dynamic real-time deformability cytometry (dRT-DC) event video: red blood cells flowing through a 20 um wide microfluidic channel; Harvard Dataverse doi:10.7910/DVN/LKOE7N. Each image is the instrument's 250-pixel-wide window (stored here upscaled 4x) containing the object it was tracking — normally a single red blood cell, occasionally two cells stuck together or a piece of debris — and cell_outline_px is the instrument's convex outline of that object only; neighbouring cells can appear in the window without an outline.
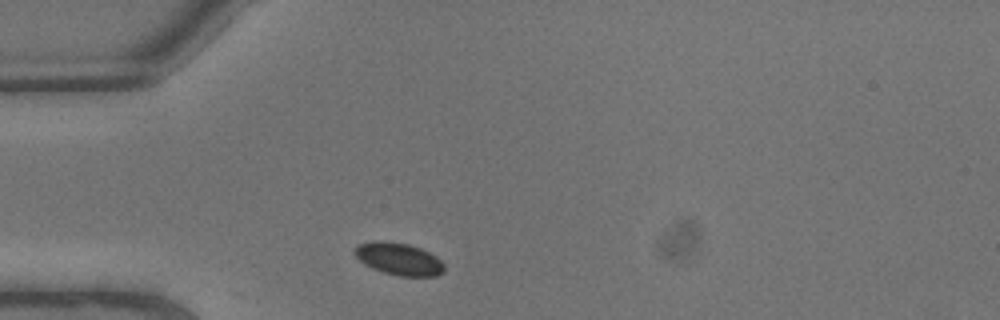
{"species": "common noctule bat (a hibernating species)", "species_latin": "Nyctalus noctula", "temperature_condition": "warm", "stored_images_in_passage": 4, "camera_frame_rate_fps": 3000, "um_per_image_px": 0.085, "animal": {"sex": "male", "body_mass_g": 13.3}, "frame": {"image": 1, "passage_image": 1, "time_ms": 0.0, "image_size_px": [1000, 320], "cell_outline_px": [[444, 272], [436, 276], [400, 276], [384, 272], [372, 268], [364, 264], [352, 252], [360, 244], [372, 240], [380, 240], [408, 244], [420, 248], [436, 256], [444, 264]], "centroid_in_image_um": [33.9, 22.0], "position_along_channel_um": 51.1, "area_um2": 16.82}}
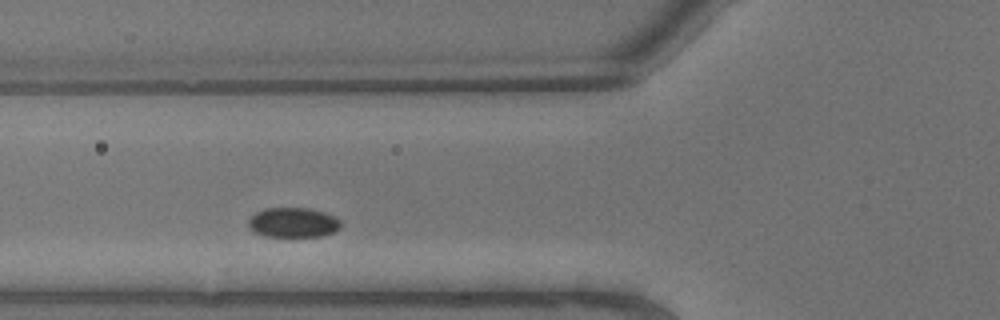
{"frame": {"image": 2, "passage_image": 3, "time_ms": 0.667, "image_size_px": [1000, 320], "cell_outline_px": [[340, 228], [324, 236], [264, 236], [252, 232], [248, 228], [248, 220], [256, 212], [264, 208], [308, 208], [324, 212], [336, 216], [340, 220]], "centroid_in_image_um": [24.89, 18.91], "position_along_channel_um": 100.9, "area_um2": 16.18}}
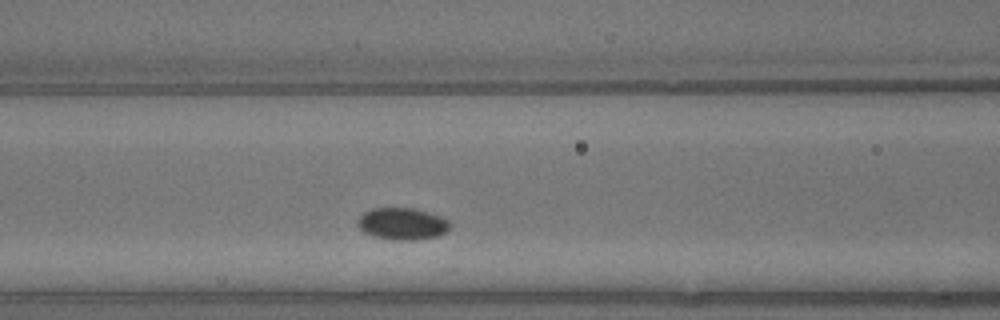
{"frame": {"image": 3, "passage_image": 4, "time_ms": 1.0, "image_size_px": [1000, 320], "cell_outline_px": [[452, 224], [444, 232], [436, 236], [416, 240], [392, 240], [372, 236], [364, 232], [356, 224], [360, 216], [364, 212], [372, 208], [412, 208], [428, 212], [440, 216], [448, 220]], "centroid_in_image_um": [34.17, 19.02], "position_along_channel_um": 132.4, "area_um2": 17.17}}